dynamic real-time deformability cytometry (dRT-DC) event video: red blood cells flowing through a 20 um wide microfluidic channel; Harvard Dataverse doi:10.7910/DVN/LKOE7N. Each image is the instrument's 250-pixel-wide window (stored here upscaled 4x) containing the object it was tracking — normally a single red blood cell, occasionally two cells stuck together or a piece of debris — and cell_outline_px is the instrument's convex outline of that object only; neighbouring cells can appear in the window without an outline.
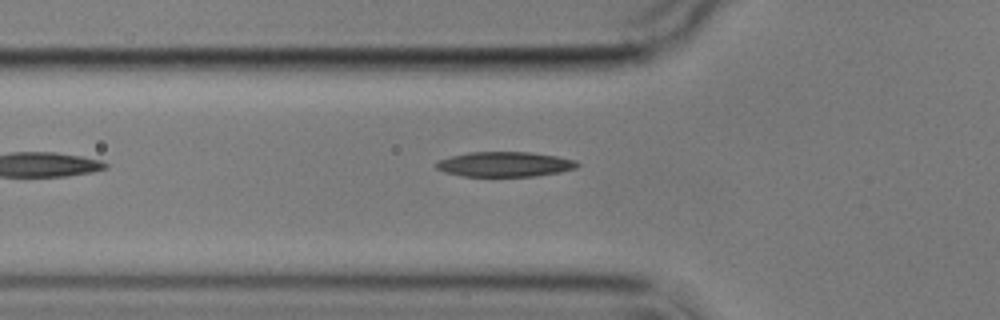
{"species": "common noctule bat (a hibernating species)", "species_latin": "Nyctalus noctula", "temperature_condition": "cold", "stored_images_in_passage": 6, "camera_frame_rate_fps": 3000, "um_per_image_px": 0.085, "animal": {"sex": "male", "body_mass_g": 17.9}, "frame": {"image": 1, "passage_image": 5, "time_ms": 5.667, "image_size_px": [1000, 320], "cell_outline_px": [[580, 164], [576, 168], [560, 172], [536, 176], [464, 176], [444, 172], [436, 168], [436, 160], [468, 152], [528, 152], [556, 156], [576, 160]], "centroid_in_image_um": [42.9, 13.96], "position_along_channel_um": 82.9, "area_um2": 20.52}}
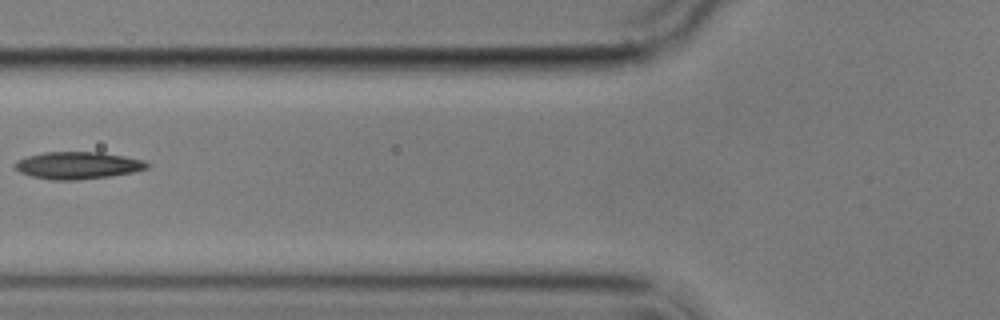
{"frame": {"image": 2, "passage_image": 6, "time_ms": 6.667, "image_size_px": [1000, 320], "cell_outline_px": [[152, 164], [148, 168], [132, 172], [108, 176], [80, 180], [52, 180], [32, 176], [20, 172], [16, 168], [16, 164], [20, 160], [28, 156], [44, 152], [100, 152], [124, 156], [144, 160]], "centroid_in_image_um": [6.67, 14.06], "position_along_channel_um": 119.1, "area_um2": 20.75}}